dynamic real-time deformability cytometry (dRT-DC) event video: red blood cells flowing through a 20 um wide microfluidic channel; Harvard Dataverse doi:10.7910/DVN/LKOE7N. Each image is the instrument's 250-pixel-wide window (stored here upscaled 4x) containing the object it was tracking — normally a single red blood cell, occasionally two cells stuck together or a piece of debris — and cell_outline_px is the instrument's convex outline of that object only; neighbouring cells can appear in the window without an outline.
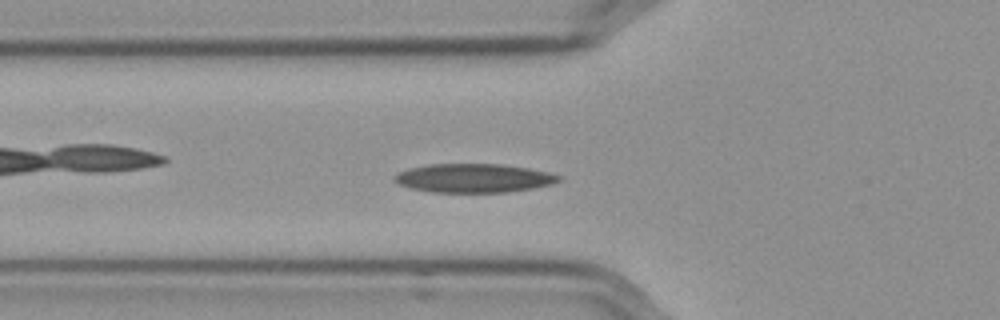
{"species": "Egyptian fruit bat (a non-hibernating species)", "species_latin": "Rousettus aegyptiacus", "temperature_condition": "cold", "stored_images_in_passage": 56, "camera_frame_rate_fps": 3000, "um_per_image_px": 0.085, "frame": {"image": 1, "passage_image": 19, "time_ms": 6.0, "image_size_px": [1000, 320], "cell_outline_px": [[564, 180], [552, 184], [532, 188], [508, 192], [432, 192], [412, 188], [400, 184], [392, 180], [392, 176], [396, 172], [408, 168], [428, 164], [500, 164], [528, 168], [548, 172], [564, 176]], "centroid_in_image_um": [40.27, 15.13], "position_along_channel_um": 85.5, "area_um2": 27.8}}
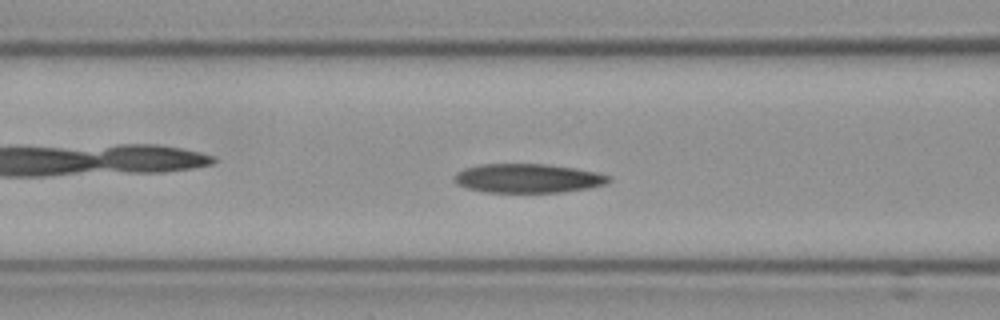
{"frame": {"image": 2, "passage_image": 22, "time_ms": 7.0, "image_size_px": [1000, 320], "cell_outline_px": [[612, 180], [608, 184], [588, 188], [564, 192], [484, 192], [468, 188], [456, 184], [452, 180], [452, 176], [456, 172], [464, 168], [480, 164], [544, 164], [572, 168], [612, 176]], "centroid_in_image_um": [44.83, 15.16], "position_along_channel_um": 121.8, "area_um2": 26.24}}
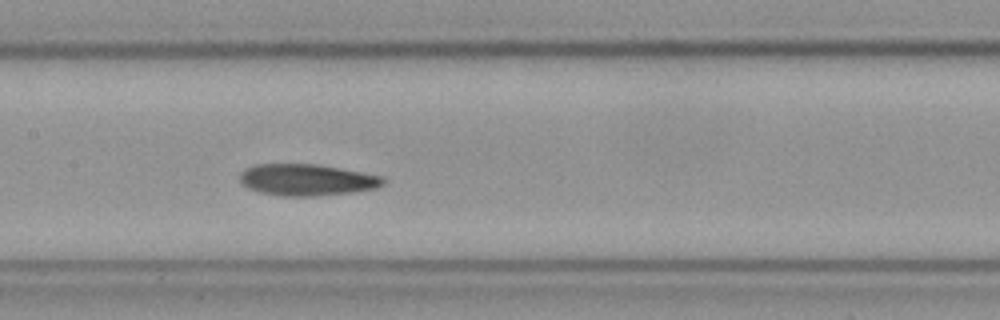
{"frame": {"image": 3, "passage_image": 27, "time_ms": 8.667, "image_size_px": [1000, 320], "cell_outline_px": [[384, 184], [376, 188], [352, 192], [316, 196], [280, 196], [260, 192], [248, 188], [240, 180], [240, 172], [244, 168], [256, 164], [316, 164], [340, 168], [384, 176]], "centroid_in_image_um": [26.07, 15.28], "position_along_channel_um": 181.3, "area_um2": 26.41}, "authors_computed_cell_mechanics": {"area_um2": 26.1834, "velocity_mm_per_s": 3.5557, "shape_relaxation_time_tau1_ms": 8.7542, "shape_relaxation_time_tau2_ms": 4.4174, "deformation_change_tau1": 0.1974, "deformation_change_tau2": 0.1029}}